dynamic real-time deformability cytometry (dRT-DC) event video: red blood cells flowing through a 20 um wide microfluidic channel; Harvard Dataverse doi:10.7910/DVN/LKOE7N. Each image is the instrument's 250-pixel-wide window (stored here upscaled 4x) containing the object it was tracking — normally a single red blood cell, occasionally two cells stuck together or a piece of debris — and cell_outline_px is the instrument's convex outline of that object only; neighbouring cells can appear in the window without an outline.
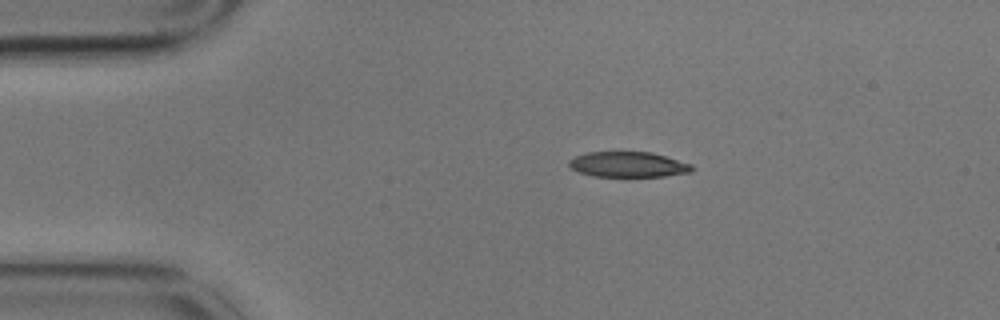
{"species": "common noctule bat (a hibernating species)", "species_latin": "Nyctalus noctula", "temperature_condition": "cold", "stored_images_in_passage": 6, "camera_frame_rate_fps": 3000, "um_per_image_px": 0.085, "animal": {"sex": "male", "body_mass_g": 17.9}, "frame": {"image": 1, "passage_image": 1, "time_ms": 0.0, "image_size_px": [1000, 320], "cell_outline_px": [[692, 172], [664, 176], [592, 176], [580, 172], [572, 168], [568, 164], [568, 160], [576, 156], [588, 152], [652, 152], [692, 164]], "centroid_in_image_um": [53.4, 13.98], "position_along_channel_um": 31.6, "area_um2": 18.03}}
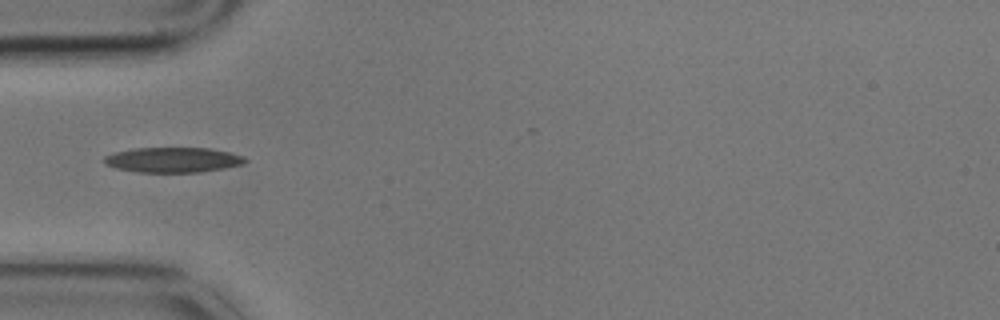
{"frame": {"image": 2, "passage_image": 3, "time_ms": 0.667, "image_size_px": [1000, 320], "cell_outline_px": [[248, 160], [244, 164], [224, 168], [200, 172], [140, 172], [116, 168], [104, 164], [100, 160], [104, 156], [112, 152], [132, 148], [208, 148], [228, 152], [244, 156]], "centroid_in_image_um": [14.65, 13.58], "position_along_channel_um": 70.4, "area_um2": 20.81}}
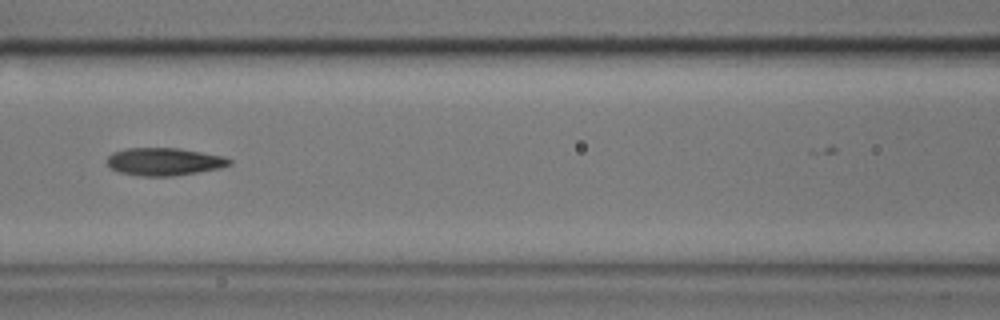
{"frame": {"image": 3, "passage_image": 5, "time_ms": 1.333, "image_size_px": [1000, 320], "cell_outline_px": [[232, 164], [220, 168], [172, 176], [144, 176], [120, 172], [112, 168], [108, 164], [108, 156], [112, 152], [124, 148], [180, 148], [224, 156], [232, 160]], "centroid_in_image_um": [13.98, 13.72], "position_along_channel_um": 152.6, "area_um2": 19.65}}